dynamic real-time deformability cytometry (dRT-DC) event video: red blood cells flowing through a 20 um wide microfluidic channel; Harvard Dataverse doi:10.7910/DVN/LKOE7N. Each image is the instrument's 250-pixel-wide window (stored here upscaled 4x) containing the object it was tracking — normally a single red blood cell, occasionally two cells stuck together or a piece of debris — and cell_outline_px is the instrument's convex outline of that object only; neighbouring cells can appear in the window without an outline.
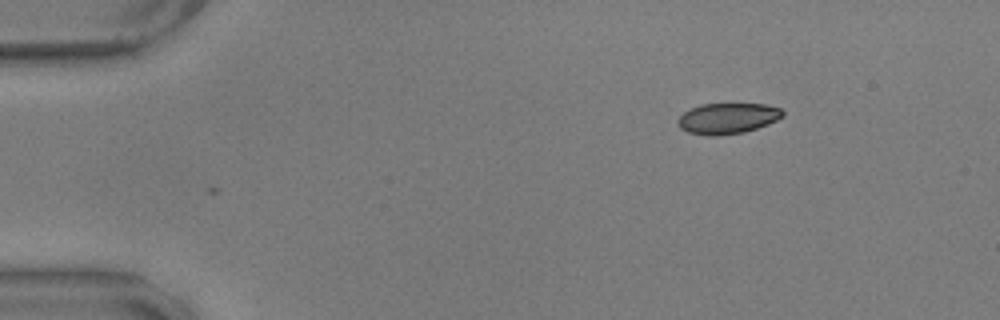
{"species": "common noctule bat (a hibernating species)", "species_latin": "Nyctalus noctula", "temperature_condition": "warm", "stored_images_in_passage": 2, "camera_frame_rate_fps": 3000, "um_per_image_px": 0.085, "animal": {"sex": "male", "body_mass_g": 17.9, "forearm_length_mm": 54.2}, "frame": {"image": 1, "passage_image": 1, "time_ms": 0.0, "image_size_px": [1000, 320], "cell_outline_px": [[784, 116], [768, 124], [744, 132], [716, 136], [708, 136], [688, 132], [680, 128], [676, 124], [676, 120], [684, 112], [700, 104], [764, 104], [780, 108], [784, 112]], "centroid_in_image_um": [61.82, 10.07], "position_along_channel_um": 23.2, "area_um2": 18.84}}